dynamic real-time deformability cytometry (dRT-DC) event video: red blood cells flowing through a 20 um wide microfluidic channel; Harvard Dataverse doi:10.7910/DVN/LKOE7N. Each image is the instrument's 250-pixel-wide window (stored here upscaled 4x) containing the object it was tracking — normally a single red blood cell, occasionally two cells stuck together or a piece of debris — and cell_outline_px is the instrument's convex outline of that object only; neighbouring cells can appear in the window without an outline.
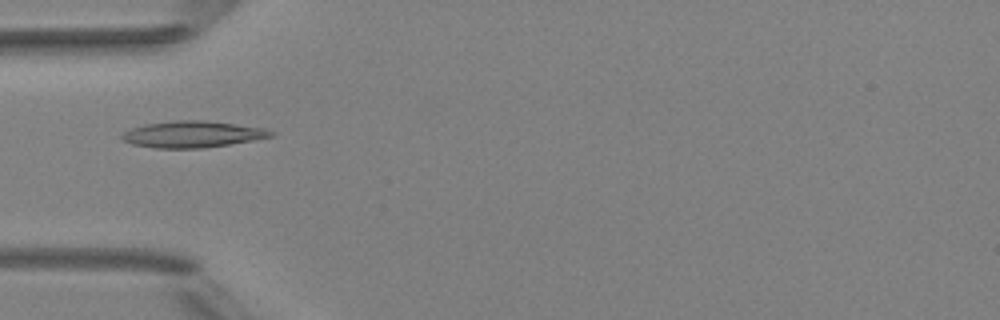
{"species": "Egyptian fruit bat (a non-hibernating species)", "species_latin": "Rousettus aegyptiacus", "temperature_condition": "room temperature", "stored_images_in_passage": 3, "camera_frame_rate_fps": 3000, "um_per_image_px": 0.085, "animal": {"sex": "female"}, "frame": {"image": 1, "passage_image": 2, "time_ms": 1.0, "image_size_px": [1000, 320], "cell_outline_px": [[276, 132], [272, 136], [252, 140], [228, 144], [200, 148], [156, 148], [132, 144], [120, 140], [120, 136], [124, 132], [132, 128], [144, 124], [172, 120], [204, 120], [264, 128]], "centroid_in_image_um": [16.31, 11.4], "position_along_channel_um": 68.7, "area_um2": 22.89}}
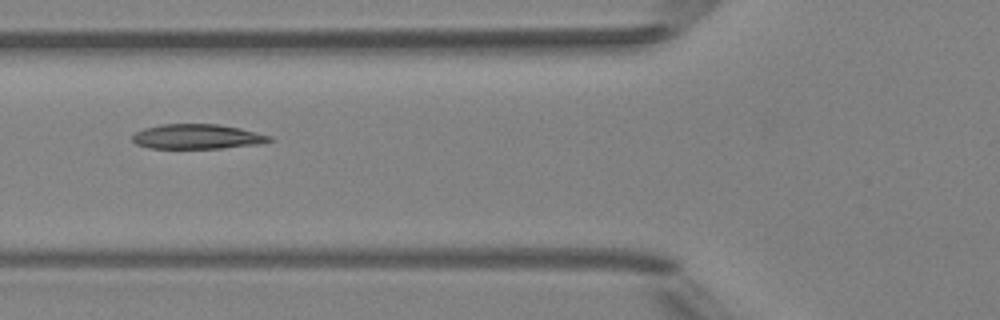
{"frame": {"image": 2, "passage_image": 3, "time_ms": 2.0, "image_size_px": [1000, 320], "cell_outline_px": [[276, 140], [260, 144], [220, 148], [148, 148], [136, 144], [132, 140], [132, 136], [136, 132], [144, 128], [160, 124], [216, 124], [240, 128], [272, 136]], "centroid_in_image_um": [16.78, 11.61], "position_along_channel_um": 109.0, "area_um2": 19.88}}